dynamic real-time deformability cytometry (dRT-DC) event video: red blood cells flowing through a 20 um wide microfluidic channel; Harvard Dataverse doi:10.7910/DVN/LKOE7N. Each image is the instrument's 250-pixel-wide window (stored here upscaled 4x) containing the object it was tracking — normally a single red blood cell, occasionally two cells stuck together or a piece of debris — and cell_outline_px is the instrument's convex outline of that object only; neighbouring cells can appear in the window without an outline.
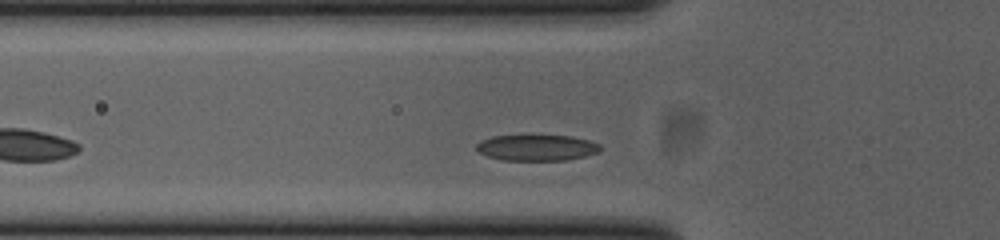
{"species": "common noctule bat (a hibernating species)", "species_latin": "Nyctalus noctula", "temperature_condition": "cold", "stored_images_in_passage": 29, "camera_frame_rate_fps": 3000, "um_per_image_px": 0.085, "animal": {"sex": "female", "body_mass_g": 23.0, "forearm_length_mm": 53.4}, "frame": {"image": 1, "passage_image": 5, "time_ms": 1.333, "image_size_px": [1000, 240], "cell_outline_px": [[600, 152], [584, 156], [564, 160], [504, 160], [488, 156], [480, 152], [476, 148], [476, 144], [480, 140], [492, 136], [572, 136], [588, 140], [600, 144]], "centroid_in_image_um": [45.63, 12.55], "position_along_channel_um": 80.2, "area_um2": 18.55}}
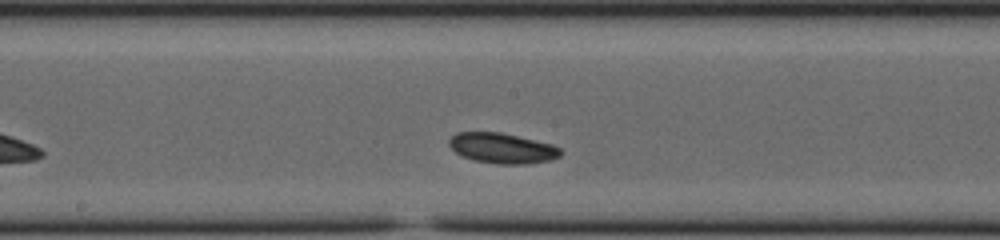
{"frame": {"image": 2, "passage_image": 15, "time_ms": 4.667, "image_size_px": [1000, 240], "cell_outline_px": [[564, 152], [560, 156], [552, 160], [528, 164], [496, 164], [472, 160], [456, 152], [448, 144], [448, 140], [456, 132], [500, 132], [552, 144], [560, 148]], "centroid_in_image_um": [42.71, 12.6], "position_along_channel_um": 205.5, "area_um2": 19.83}}
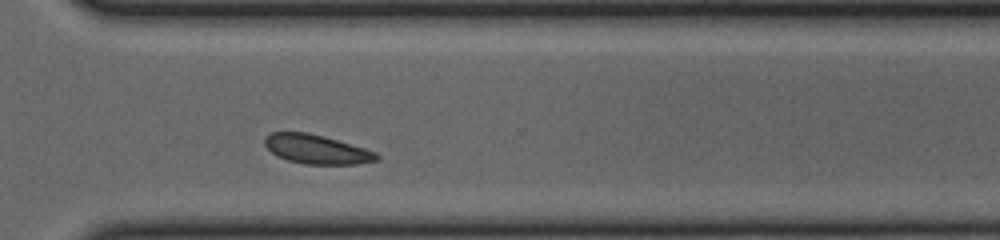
{"frame": {"image": 3, "passage_image": 26, "time_ms": 8.333, "image_size_px": [1000, 240], "cell_outline_px": [[380, 156], [376, 160], [356, 164], [304, 164], [288, 160], [276, 156], [264, 144], [264, 136], [272, 132], [308, 132], [324, 136], [364, 148], [376, 152]], "centroid_in_image_um": [26.88, 12.68], "position_along_channel_um": 343.7, "area_um2": 18.96}, "authors_computed_cell_mechanics": {"area_um2": 19.1318, "velocity_mm_per_s": 3.7598, "shape_relaxation_time_tau1_ms": 1.9916, "shape_relaxation_time_tau2_ms": 6.5472, "deformation_change_tau1": 0.0855, "deformation_change_tau2": 0.0641}}